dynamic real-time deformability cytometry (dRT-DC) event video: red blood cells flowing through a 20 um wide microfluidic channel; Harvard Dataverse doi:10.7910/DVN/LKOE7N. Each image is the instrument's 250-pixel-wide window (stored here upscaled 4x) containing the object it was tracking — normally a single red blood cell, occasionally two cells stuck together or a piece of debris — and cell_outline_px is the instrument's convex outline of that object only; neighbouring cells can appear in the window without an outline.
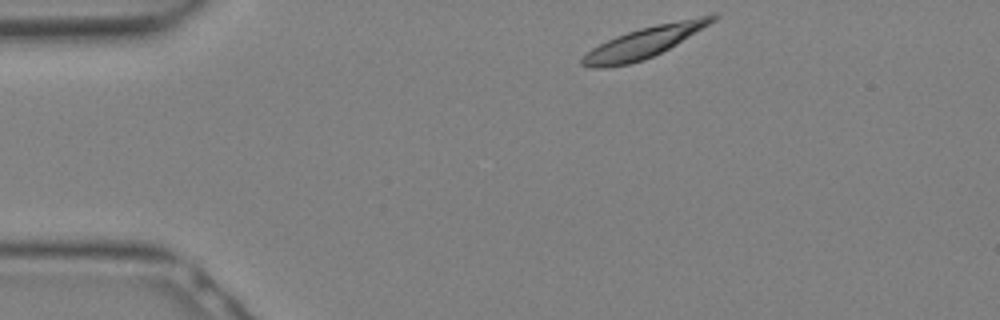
{"species": "Egyptian fruit bat (a non-hibernating species)", "species_latin": "Rousettus aegyptiacus", "temperature_condition": "warm", "stored_images_in_passage": 5, "segment_of_instrument_passage": [1, 2], "camera_frame_rate_fps": 3000, "um_per_image_px": 0.085, "animal": {"sex": "female"}, "frame": {"image": 1, "passage_image": 1, "time_ms": 0.0, "image_size_px": [1000, 320], "cell_outline_px": [[720, 16], [716, 20], [676, 44], [644, 60], [628, 64], [604, 68], [592, 68], [580, 64], [580, 60], [592, 48], [616, 36], [640, 28], [656, 24], [716, 12]], "centroid_in_image_um": [54.79, 3.57], "position_along_channel_um": 30.2, "area_um2": 23.29}}